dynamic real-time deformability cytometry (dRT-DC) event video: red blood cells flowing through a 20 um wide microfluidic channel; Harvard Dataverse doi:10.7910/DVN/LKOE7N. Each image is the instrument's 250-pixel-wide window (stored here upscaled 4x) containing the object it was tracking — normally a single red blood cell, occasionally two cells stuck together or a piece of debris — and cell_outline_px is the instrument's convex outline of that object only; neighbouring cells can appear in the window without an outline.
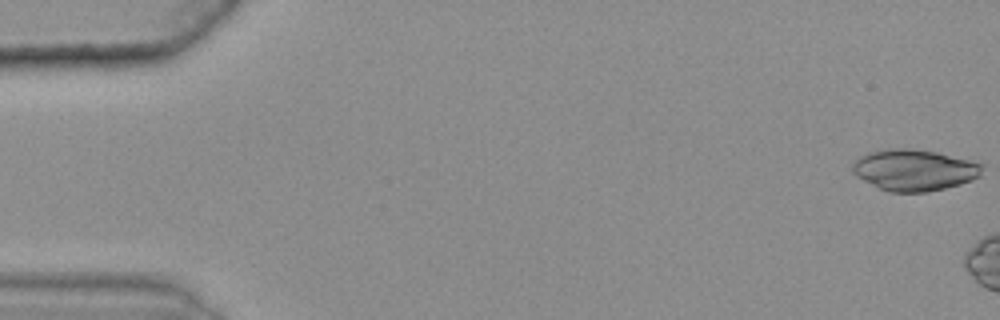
{"species": "common noctule bat (a hibernating species)", "species_latin": "Nyctalus noctula", "temperature_condition": "warm", "stored_images_in_passage": 6, "camera_frame_rate_fps": 3000, "um_per_image_px": 0.085, "animal": {"sex": "female", "body_mass_g": 25.1}, "frame": {"image": 1, "passage_image": 1, "time_ms": 0.0, "image_size_px": [1000, 320], "cell_outline_px": [[984, 164], [980, 176], [972, 180], [960, 184], [944, 188], [924, 192], [888, 192], [856, 176], [852, 172], [852, 164], [856, 156], [868, 152], [888, 148], [912, 148], [936, 152]], "centroid_in_image_um": [77.67, 14.44], "position_along_channel_um": 7.3, "area_um2": 31.33}}